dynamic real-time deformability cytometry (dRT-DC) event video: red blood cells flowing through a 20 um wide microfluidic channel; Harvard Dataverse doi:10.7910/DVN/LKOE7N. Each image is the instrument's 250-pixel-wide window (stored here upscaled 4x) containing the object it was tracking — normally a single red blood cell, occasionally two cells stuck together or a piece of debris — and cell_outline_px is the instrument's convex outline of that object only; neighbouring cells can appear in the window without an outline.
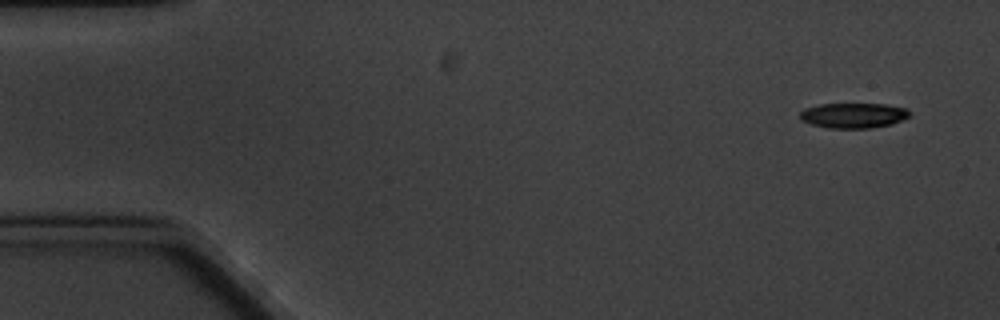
{"species": "common noctule bat (a hibernating species)", "species_latin": "Nyctalus noctula", "temperature_condition": "cold", "stored_images_in_passage": 5, "camera_frame_rate_fps": 3000, "um_per_image_px": 0.085, "animal": {"sex": "male", "body_mass_g": 20.1, "forearm_length_mm": 53.5}, "frame": {"image": 1, "passage_image": 1, "time_ms": 0.0, "image_size_px": [1000, 320], "cell_outline_px": [[912, 112], [908, 116], [892, 124], [868, 128], [828, 128], [812, 124], [800, 120], [800, 112], [804, 108], [820, 104], [884, 104], [904, 108]], "centroid_in_image_um": [72.5, 9.81], "position_along_channel_um": 12.5, "area_um2": 15.95}}
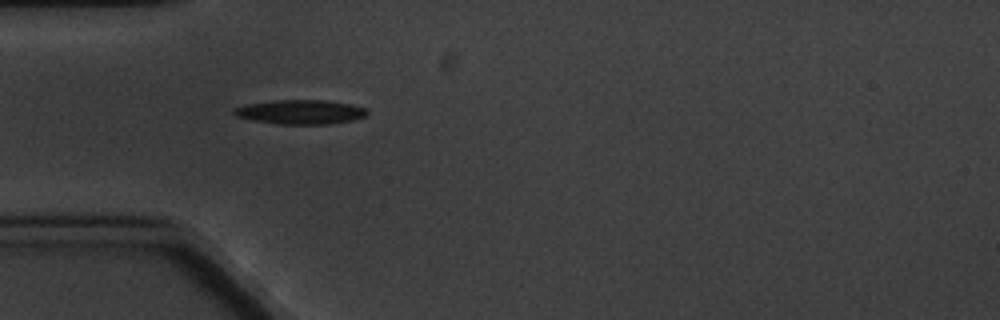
{"frame": {"image": 2, "passage_image": 5, "time_ms": 4.667, "image_size_px": [1000, 320], "cell_outline_px": [[368, 112], [364, 116], [352, 120], [328, 124], [280, 124], [252, 120], [236, 116], [232, 112], [232, 108], [244, 104], [272, 100], [324, 100], [352, 104], [368, 108]], "centroid_in_image_um": [25.51, 9.5], "position_along_channel_um": 59.5, "area_um2": 19.02}}